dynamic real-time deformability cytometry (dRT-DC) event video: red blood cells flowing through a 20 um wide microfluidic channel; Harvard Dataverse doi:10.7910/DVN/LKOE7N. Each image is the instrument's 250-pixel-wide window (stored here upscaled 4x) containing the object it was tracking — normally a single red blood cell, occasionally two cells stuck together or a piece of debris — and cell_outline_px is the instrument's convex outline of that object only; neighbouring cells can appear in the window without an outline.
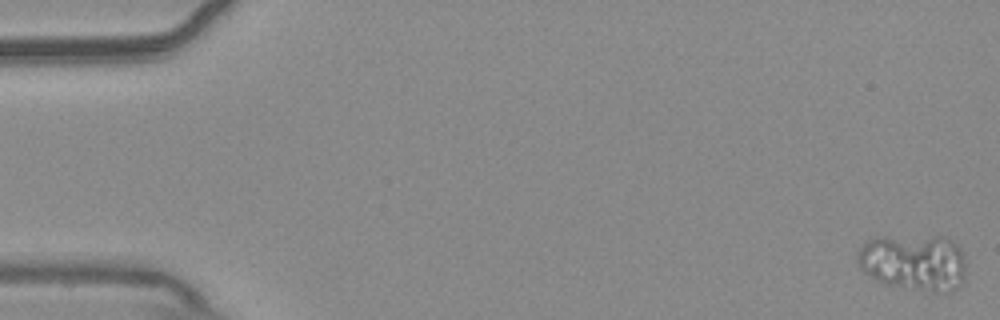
{"species": "common noctule bat (a hibernating species)", "species_latin": "Nyctalus noctula", "temperature_condition": "warm", "stored_images_in_passage": 55, "camera_frame_rate_fps": 3000, "um_per_image_px": 0.085, "animal": {"sex": "male", "body_mass_g": 20.4}, "frame": {"image": 1, "passage_image": 1, "time_ms": 0.0, "image_size_px": [1000, 320], "cell_outline_px": [[964, 280], [960, 288], [952, 292], [932, 292], [884, 284], [864, 272], [860, 268], [856, 260], [856, 252], [868, 240], [876, 236], [944, 236], [952, 240], [964, 252]], "centroid_in_image_um": [77.69, 22.29], "position_along_channel_um": 7.3, "area_um2": 36.53}}
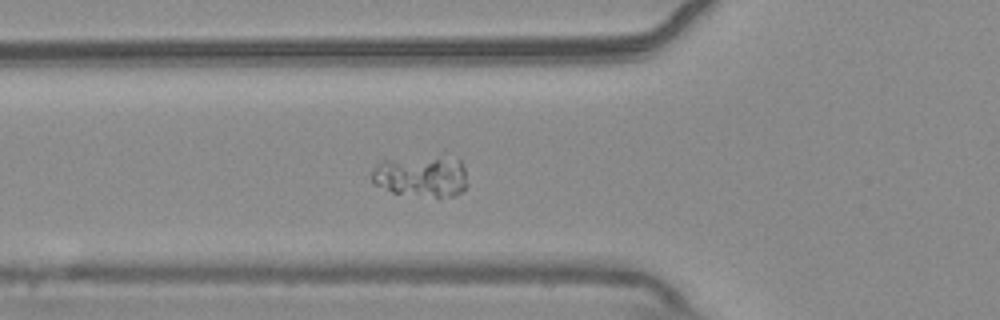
{"frame": {"image": 2, "passage_image": 20, "time_ms": 6.333, "image_size_px": [1000, 320], "cell_outline_px": [[468, 184], [456, 196], [436, 196], [392, 192], [372, 184], [372, 168], [380, 160], [460, 160], [464, 168]], "centroid_in_image_um": [35.76, 15.04], "position_along_channel_um": 90.0, "area_um2": 21.85}}
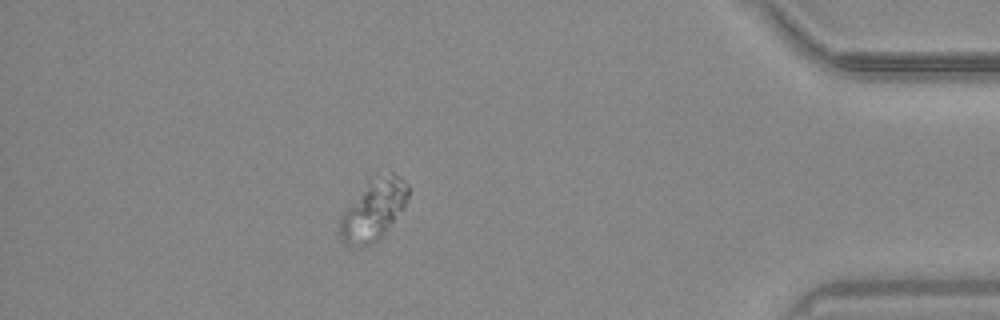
{"frame": {"image": 3, "passage_image": 49, "time_ms": 16.0, "image_size_px": [1000, 320], "cell_outline_px": [[408, 196], [404, 208], [384, 232], [376, 240], [360, 248], [348, 248], [340, 240], [340, 216], [368, 176], [392, 172], [400, 176], [408, 184]], "centroid_in_image_um": [31.7, 17.8], "position_along_channel_um": 403.5, "area_um2": 24.8}}